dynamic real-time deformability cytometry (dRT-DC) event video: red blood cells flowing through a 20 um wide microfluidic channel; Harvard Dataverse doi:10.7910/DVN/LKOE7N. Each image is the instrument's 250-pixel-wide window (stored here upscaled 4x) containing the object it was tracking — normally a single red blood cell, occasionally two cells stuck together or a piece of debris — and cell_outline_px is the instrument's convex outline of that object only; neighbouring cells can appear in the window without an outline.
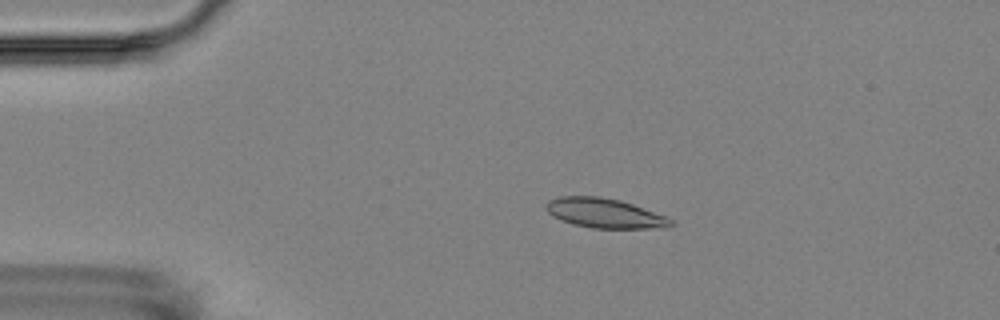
{"species": "Egyptian fruit bat (a non-hibernating species)", "species_latin": "Rousettus aegyptiacus", "temperature_condition": "room temperature", "stored_images_in_passage": 7, "camera_frame_rate_fps": 3000, "um_per_image_px": 0.085, "animal": {"sex": "female"}, "frame": {"image": 1, "passage_image": 3, "time_ms": 3.333, "image_size_px": [1000, 320], "cell_outline_px": [[676, 224], [668, 228], [592, 228], [572, 224], [560, 220], [552, 216], [544, 208], [544, 204], [548, 200], [560, 196], [600, 196], [620, 200], [668, 216]], "centroid_in_image_um": [51.4, 18.12], "position_along_channel_um": 33.6, "area_um2": 21.91}}
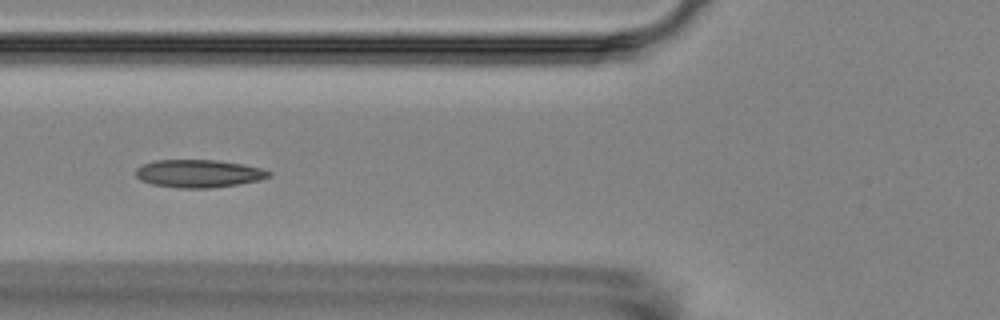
{"frame": {"image": 2, "passage_image": 6, "time_ms": 6.667, "image_size_px": [1000, 320], "cell_outline_px": [[272, 176], [260, 180], [212, 188], [176, 188], [152, 184], [140, 180], [136, 176], [136, 168], [144, 164], [156, 160], [216, 160], [244, 164], [260, 168], [272, 172]], "centroid_in_image_um": [16.9, 14.75], "position_along_channel_um": 108.9, "area_um2": 21.62}}